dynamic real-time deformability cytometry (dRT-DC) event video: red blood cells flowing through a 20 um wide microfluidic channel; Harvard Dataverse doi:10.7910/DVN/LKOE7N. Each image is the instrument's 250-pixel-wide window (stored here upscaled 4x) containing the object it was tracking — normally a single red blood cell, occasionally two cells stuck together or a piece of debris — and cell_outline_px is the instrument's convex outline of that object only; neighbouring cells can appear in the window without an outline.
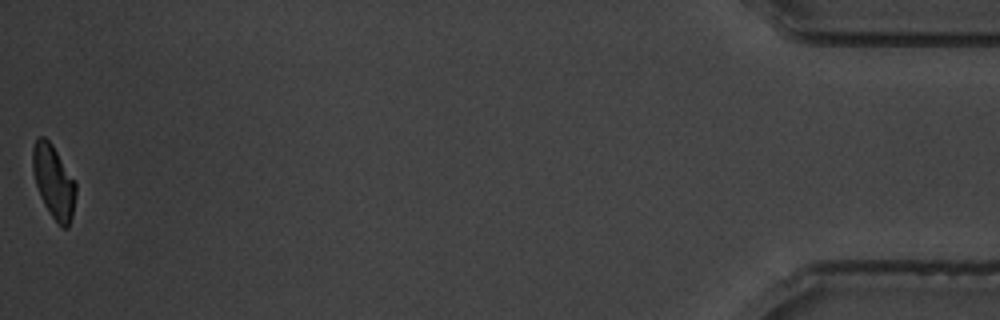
{"species": "common noctule bat (a hibernating species)", "species_latin": "Nyctalus noctula", "temperature_condition": "warm", "stored_images_in_passage": 43, "camera_frame_rate_fps": 3000, "um_per_image_px": 0.085, "animal": {"sex": "male", "body_mass_g": 19.5, "forearm_length_mm": 54.6}, "frame": {"image": 1, "passage_image": 43, "time_ms": 14.0, "image_size_px": [1000, 320], "cell_outline_px": [[76, 192], [72, 216], [68, 228], [64, 228], [52, 216], [44, 204], [40, 196], [32, 172], [32, 148], [36, 140], [40, 136], [44, 136], [52, 144], [76, 180]], "centroid_in_image_um": [4.56, 15.41], "position_along_channel_um": 430.6, "area_um2": 18.44}, "authors_computed_cell_mechanics": {"area_um2": 19.7098, "velocity_mm_per_s": 3.4485, "shape_relaxation_time_tau1_ms": 3.3577, "shape_relaxation_time_tau2_ms": 1.8008, "deformation_change_tau1": 0.1583, "deformation_change_tau2": 0.0732}}